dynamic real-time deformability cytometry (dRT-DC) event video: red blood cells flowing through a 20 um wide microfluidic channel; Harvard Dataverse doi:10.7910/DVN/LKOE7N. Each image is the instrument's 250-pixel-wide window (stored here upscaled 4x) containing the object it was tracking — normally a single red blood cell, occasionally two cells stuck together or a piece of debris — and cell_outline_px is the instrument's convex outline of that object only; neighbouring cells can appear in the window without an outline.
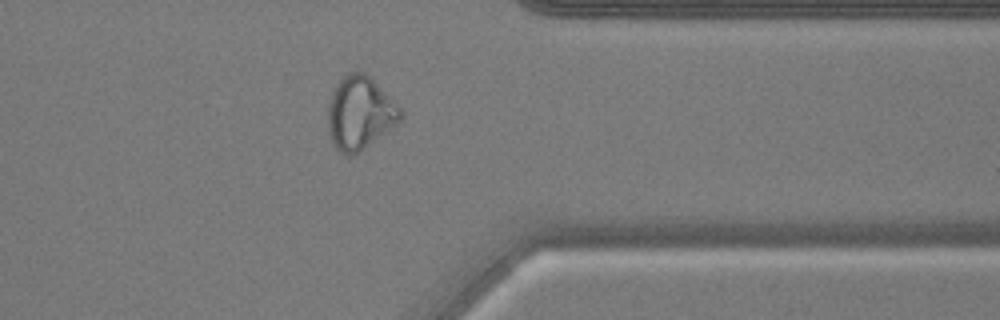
{"species": "common noctule bat (a hibernating species)", "species_latin": "Nyctalus noctula", "temperature_condition": "warm", "stored_images_in_passage": 39, "camera_frame_rate_fps": 3000, "um_per_image_px": 0.085, "animal": {"sex": "male", "body_mass_g": 17.9, "forearm_length_mm": 54.2}, "frame": {"image": 1, "passage_image": 34, "time_ms": 11.0, "image_size_px": [1000, 320], "cell_outline_px": [[400, 120], [396, 124], [364, 148], [352, 156], [348, 156], [340, 152], [336, 148], [328, 132], [328, 104], [332, 92], [336, 84], [348, 72], [364, 72], [400, 108]], "centroid_in_image_um": [30.53, 9.62], "position_along_channel_um": 380.9, "area_um2": 30.11}}